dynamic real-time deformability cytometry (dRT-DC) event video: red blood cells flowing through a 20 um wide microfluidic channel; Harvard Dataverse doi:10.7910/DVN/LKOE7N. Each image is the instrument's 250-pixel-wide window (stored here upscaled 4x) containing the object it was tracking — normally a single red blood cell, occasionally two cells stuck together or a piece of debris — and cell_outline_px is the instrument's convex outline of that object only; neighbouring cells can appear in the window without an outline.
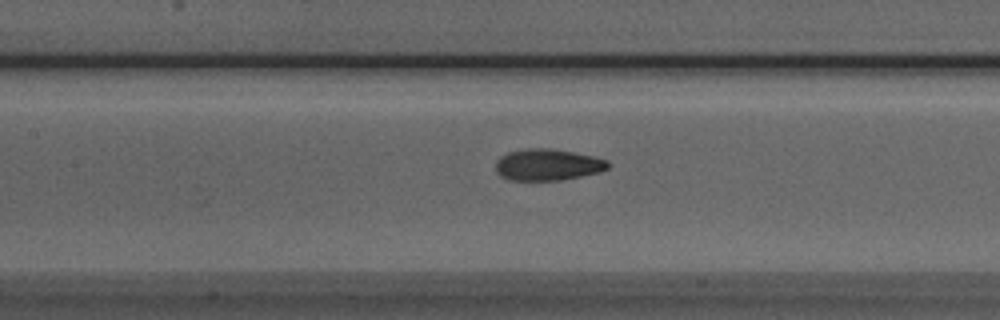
{"species": "Egyptian fruit bat (a non-hibernating species)", "species_latin": "Rousettus aegyptiacus", "temperature_condition": "room temperature", "stored_images_in_passage": 40, "camera_frame_rate_fps": 3000, "um_per_image_px": 0.085, "animal": {"sex": "male"}, "frame": {"image": 1, "passage_image": 12, "time_ms": 3.667, "image_size_px": [1000, 320], "cell_outline_px": [[612, 164], [608, 168], [600, 172], [560, 180], [508, 180], [500, 176], [496, 172], [496, 160], [500, 156], [508, 152], [528, 148], [552, 148], [592, 156], [608, 160]], "centroid_in_image_um": [46.54, 14.0], "position_along_channel_um": 160.9, "area_um2": 20.75}}
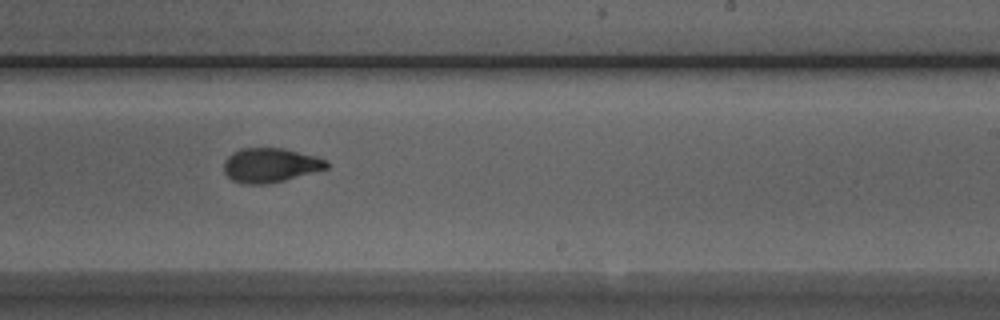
{"frame": {"image": 2, "passage_image": 20, "time_ms": 6.333, "image_size_px": [1000, 320], "cell_outline_px": [[328, 168], [284, 180], [268, 184], [240, 184], [232, 180], [224, 172], [224, 160], [232, 152], [240, 148], [284, 148], [312, 156], [324, 160], [328, 164]], "centroid_in_image_um": [22.9, 14.05], "position_along_channel_um": 266.1, "area_um2": 20.4}}
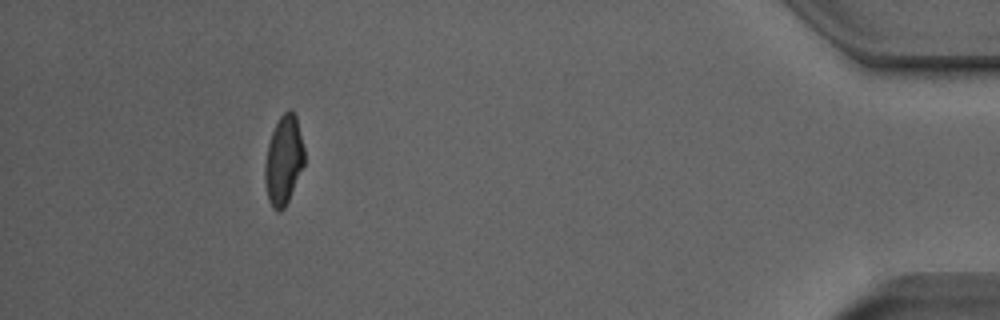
{"frame": {"image": 3, "passage_image": 36, "time_ms": 11.667, "image_size_px": [1000, 320], "cell_outline_px": [[304, 164], [288, 200], [284, 208], [280, 212], [272, 208], [268, 200], [264, 180], [264, 164], [268, 144], [272, 132], [280, 116], [288, 108], [296, 116], [304, 148]], "centroid_in_image_um": [24.09, 13.63], "position_along_channel_um": 411.1, "area_um2": 20.35}, "authors_computed_cell_mechanics": {"area_um2": 20.7502, "velocity_mm_per_s": 3.9588, "shape_relaxation_time_tau1_ms": 4.3703, "shape_relaxation_time_tau2_ms": 1.5378, "deformation_change_tau1": 0.1724, "deformation_change_tau2": 0.068}}